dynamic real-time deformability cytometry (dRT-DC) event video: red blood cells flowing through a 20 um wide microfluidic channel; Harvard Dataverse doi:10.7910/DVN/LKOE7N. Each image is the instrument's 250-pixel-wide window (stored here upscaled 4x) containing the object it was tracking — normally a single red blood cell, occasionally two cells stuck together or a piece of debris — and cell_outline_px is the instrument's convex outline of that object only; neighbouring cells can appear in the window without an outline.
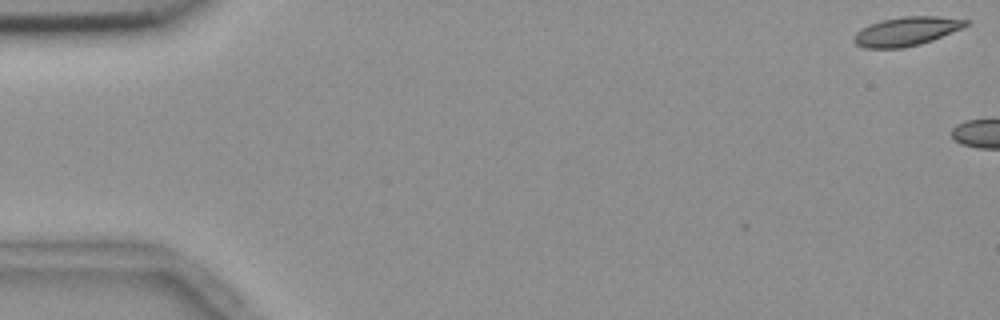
{"species": "common noctule bat (a hibernating species)", "species_latin": "Nyctalus noctula", "temperature_condition": "room temperature", "stored_images_in_passage": 4, "camera_frame_rate_fps": 3000, "um_per_image_px": 0.085, "animal": {"sex": "female", "body_mass_g": 18.4}, "frame": {"image": 1, "passage_image": 1, "time_ms": 0.0, "image_size_px": [1000, 320], "cell_outline_px": [[972, 24], [964, 28], [932, 40], [920, 44], [904, 48], [864, 48], [856, 44], [852, 40], [852, 36], [856, 32], [880, 20], [904, 16], [936, 16], [972, 20]], "centroid_in_image_um": [77.1, 2.66], "position_along_channel_um": 7.9, "area_um2": 19.07}}